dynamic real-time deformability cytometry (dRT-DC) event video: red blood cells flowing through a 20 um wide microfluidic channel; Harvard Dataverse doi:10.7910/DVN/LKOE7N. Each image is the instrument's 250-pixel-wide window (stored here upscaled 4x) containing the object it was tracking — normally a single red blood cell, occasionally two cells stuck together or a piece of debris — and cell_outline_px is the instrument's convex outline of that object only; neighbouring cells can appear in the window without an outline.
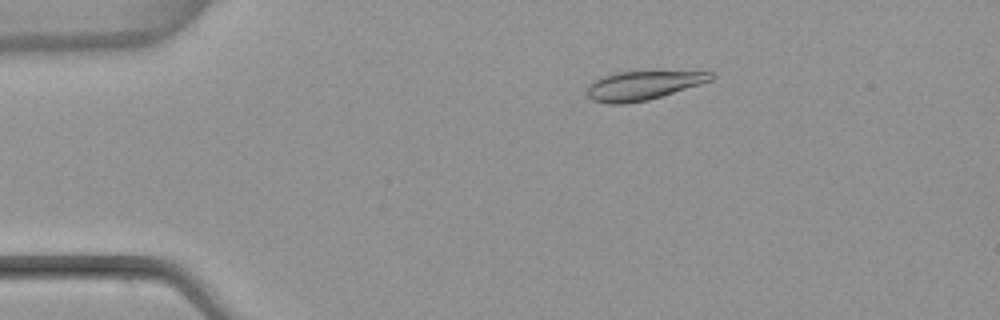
{"species": "common noctule bat (a hibernating species)", "species_latin": "Nyctalus noctula", "temperature_condition": "warm", "stored_images_in_passage": 4, "camera_frame_rate_fps": 3000, "um_per_image_px": 0.085, "animal": {"sex": "female", "body_mass_g": 22.7, "forearm_length_mm": 54.2}, "frame": {"image": 1, "passage_image": 3, "time_ms": 2.333, "image_size_px": [1000, 320], "cell_outline_px": [[716, 76], [712, 80], [700, 84], [648, 100], [624, 104], [608, 104], [592, 100], [584, 92], [588, 84], [604, 76], [616, 72], [712, 72]], "centroid_in_image_um": [54.59, 7.28], "position_along_channel_um": 30.4, "area_um2": 20.69}}